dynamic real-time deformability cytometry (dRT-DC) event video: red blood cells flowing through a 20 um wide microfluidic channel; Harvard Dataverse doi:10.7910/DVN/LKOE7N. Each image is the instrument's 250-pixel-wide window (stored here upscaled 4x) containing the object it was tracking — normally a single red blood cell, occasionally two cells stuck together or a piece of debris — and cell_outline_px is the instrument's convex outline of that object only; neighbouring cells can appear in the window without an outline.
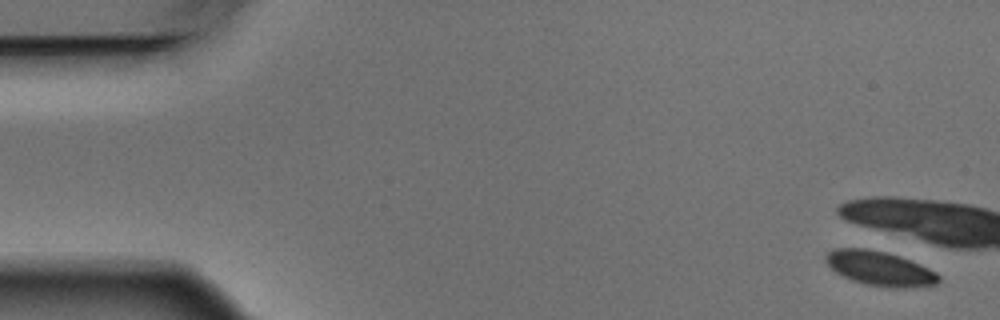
{"species": "Egyptian fruit bat (a non-hibernating species)", "species_latin": "Rousettus aegyptiacus", "temperature_condition": "warm", "stored_images_in_passage": 16, "camera_frame_rate_fps": 3000, "um_per_image_px": 0.085, "animal": {"sex": "male"}, "frame": {"image": 1, "passage_image": 1, "time_ms": 0.0, "image_size_px": [1000, 320], "cell_outline_px": [[940, 280], [936, 284], [904, 288], [896, 288], [868, 284], [852, 280], [836, 272], [824, 260], [824, 256], [828, 252], [836, 248], [868, 248], [900, 256], [920, 264], [936, 272], [940, 276]], "centroid_in_image_um": [74.78, 22.8], "position_along_channel_um": 10.2, "area_um2": 22.48}}
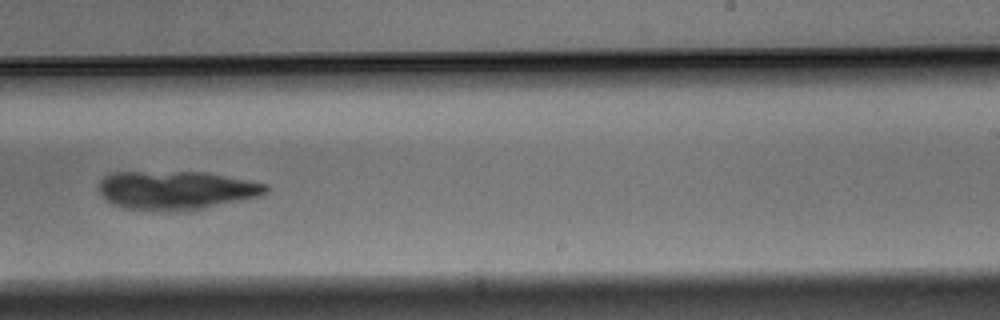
{"frame": {"image": 2, "passage_image": 10, "time_ms": 3.0, "image_size_px": [1000, 320], "cell_outline_px": [[268, 192], [260, 196], [204, 208], [168, 212], [120, 208], [112, 204], [96, 188], [100, 180], [108, 172], [204, 172], [248, 180], [268, 184]], "centroid_in_image_um": [14.93, 16.17], "position_along_channel_um": 274.1, "area_um2": 37.92}}
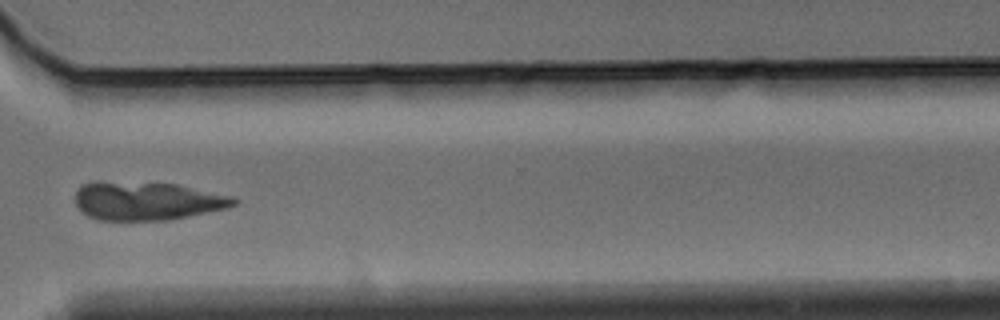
{"frame": {"image": 3, "passage_image": 12, "time_ms": 3.667, "image_size_px": [1000, 320], "cell_outline_px": [[240, 200], [236, 204], [228, 208], [168, 220], [96, 220], [88, 216], [76, 204], [76, 188], [80, 184], [92, 180], [96, 180], [176, 184], [232, 196]], "centroid_in_image_um": [12.46, 17.06], "position_along_channel_um": 358.1, "area_um2": 35.89}}